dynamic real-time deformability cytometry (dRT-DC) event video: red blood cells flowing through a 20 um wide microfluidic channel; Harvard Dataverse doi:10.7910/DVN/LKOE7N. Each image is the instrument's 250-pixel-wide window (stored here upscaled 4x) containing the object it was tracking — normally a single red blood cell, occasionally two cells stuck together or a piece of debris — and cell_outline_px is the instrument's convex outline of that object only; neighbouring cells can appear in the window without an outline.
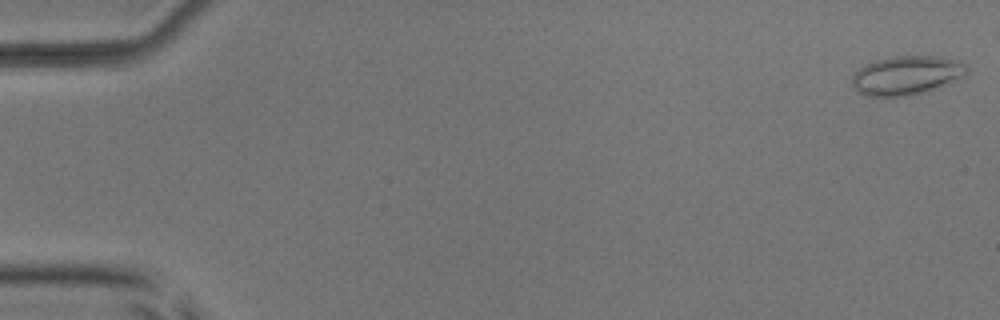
{"species": "common noctule bat (a hibernating species)", "species_latin": "Nyctalus noctula", "temperature_condition": "room temperature", "stored_images_in_passage": 7, "camera_frame_rate_fps": 3000, "um_per_image_px": 0.085, "animal": {"sex": "male", "body_mass_g": 17.9, "forearm_length_mm": 54.2}, "frame": {"image": 1, "passage_image": 1, "time_ms": 0.0, "image_size_px": [1000, 320], "cell_outline_px": [[968, 72], [964, 76], [924, 92], [904, 96], [868, 96], [852, 88], [852, 76], [864, 64], [872, 60], [892, 56], [936, 56], [960, 60], [968, 68]], "centroid_in_image_um": [77.03, 6.38], "position_along_channel_um": 8.0, "area_um2": 26.01}}
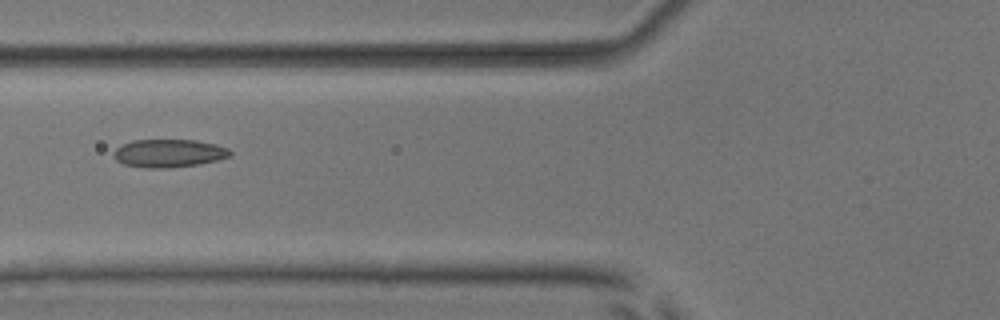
{"frame": {"image": 2, "passage_image": 7, "time_ms": 6.667, "image_size_px": [1000, 320], "cell_outline_px": [[232, 156], [200, 164], [168, 168], [148, 168], [124, 164], [116, 160], [112, 156], [112, 152], [116, 148], [132, 140], [196, 140], [216, 144], [228, 148], [232, 152]], "centroid_in_image_um": [14.36, 13.02], "position_along_channel_um": 111.4, "area_um2": 19.13}}